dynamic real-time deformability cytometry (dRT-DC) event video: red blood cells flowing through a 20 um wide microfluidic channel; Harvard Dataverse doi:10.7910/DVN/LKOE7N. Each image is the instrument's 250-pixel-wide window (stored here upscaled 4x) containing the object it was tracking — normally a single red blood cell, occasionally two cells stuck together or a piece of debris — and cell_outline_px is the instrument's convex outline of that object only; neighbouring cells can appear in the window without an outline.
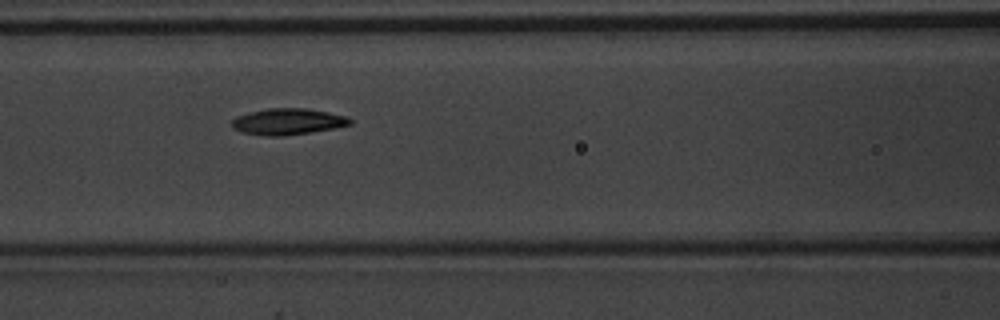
{"species": "common noctule bat (a hibernating species)", "species_latin": "Nyctalus noctula", "temperature_condition": "warm", "stored_images_in_passage": 9, "camera_frame_rate_fps": 3000, "um_per_image_px": 0.085, "animal": {"sex": "male", "body_mass_g": 20.1, "forearm_length_mm": 53.5}, "frame": {"image": 1, "passage_image": 7, "time_ms": 2.0, "image_size_px": [1000, 320], "cell_outline_px": [[352, 124], [332, 128], [284, 136], [264, 136], [244, 132], [232, 128], [232, 120], [236, 116], [248, 112], [268, 108], [304, 108], [328, 112], [348, 116], [352, 120]], "centroid_in_image_um": [24.45, 10.32], "position_along_channel_um": 142.2, "area_um2": 18.03}}
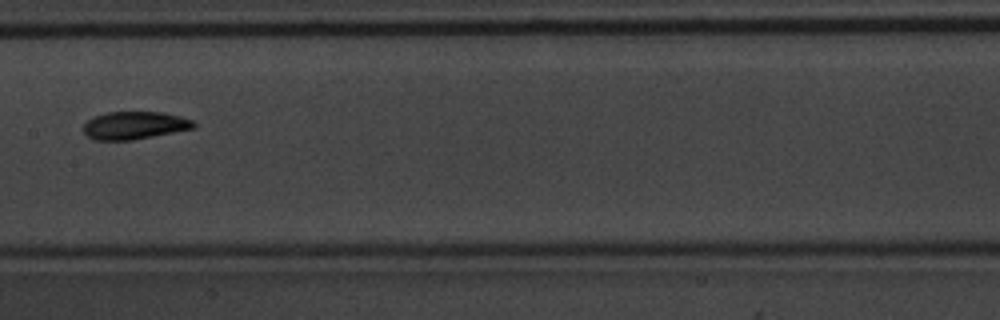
{"frame": {"image": 2, "passage_image": 8, "time_ms": 2.333, "image_size_px": [1000, 320], "cell_outline_px": [[196, 128], [132, 140], [92, 140], [84, 132], [84, 124], [92, 116], [108, 112], [164, 112], [196, 120]], "centroid_in_image_um": [11.47, 10.65], "position_along_channel_um": 195.9, "area_um2": 18.03}}